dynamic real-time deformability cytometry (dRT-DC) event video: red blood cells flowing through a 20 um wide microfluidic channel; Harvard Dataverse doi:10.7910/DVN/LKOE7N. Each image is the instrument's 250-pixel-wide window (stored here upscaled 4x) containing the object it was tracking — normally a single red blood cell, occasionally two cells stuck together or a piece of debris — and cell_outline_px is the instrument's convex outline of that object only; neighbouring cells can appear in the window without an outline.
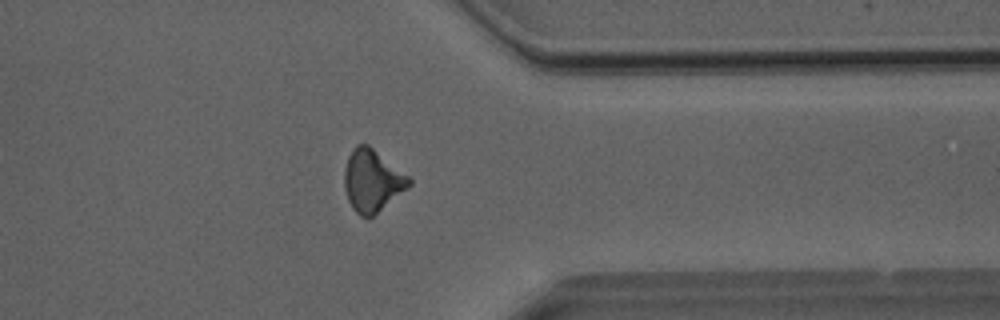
{"species": "Egyptian fruit bat (a non-hibernating species)", "species_latin": "Rousettus aegyptiacus", "temperature_condition": "room temperature", "stored_images_in_passage": 44, "camera_frame_rate_fps": 3000, "um_per_image_px": 0.085, "animal": {"sex": "male"}, "frame": {"image": 1, "passage_image": 33, "time_ms": 10.667, "image_size_px": [1000, 320], "cell_outline_px": [[412, 184], [372, 216], [360, 216], [352, 208], [348, 200], [344, 188], [344, 168], [348, 156], [352, 148], [356, 144], [368, 144], [408, 176], [412, 180]], "centroid_in_image_um": [31.6, 15.33], "position_along_channel_um": 379.8, "area_um2": 23.12}}
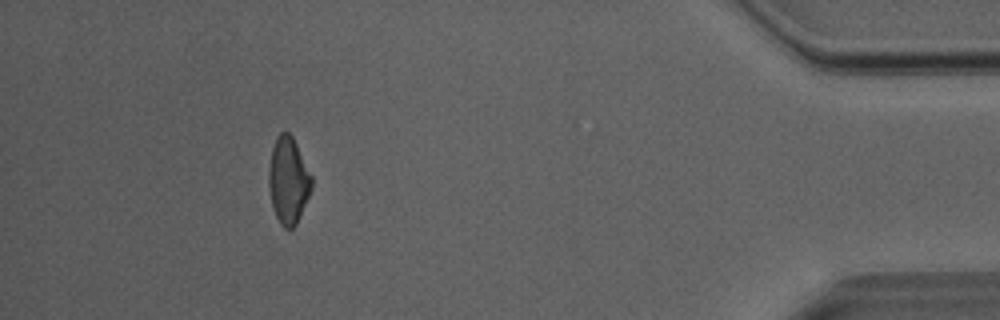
{"frame": {"image": 2, "passage_image": 39, "time_ms": 12.667, "image_size_px": [1000, 320], "cell_outline_px": [[312, 188], [300, 216], [296, 224], [292, 228], [284, 228], [280, 224], [272, 208], [268, 188], [268, 172], [272, 148], [276, 136], [280, 132], [288, 132], [292, 136], [312, 176]], "centroid_in_image_um": [24.49, 15.35], "position_along_channel_um": 410.7, "area_um2": 21.68}}